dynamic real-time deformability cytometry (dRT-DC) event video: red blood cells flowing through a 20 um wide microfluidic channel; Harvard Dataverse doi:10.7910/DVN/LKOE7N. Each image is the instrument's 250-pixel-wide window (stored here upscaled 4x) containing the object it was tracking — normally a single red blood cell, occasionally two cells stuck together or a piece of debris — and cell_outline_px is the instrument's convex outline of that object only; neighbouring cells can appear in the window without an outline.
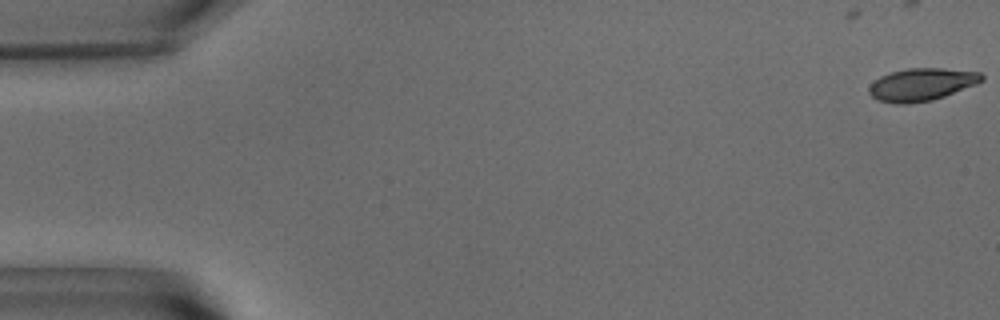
{"species": "common noctule bat (a hibernating species)", "species_latin": "Nyctalus noctula", "temperature_condition": "warm", "stored_images_in_passage": 17, "camera_frame_rate_fps": 3000, "um_per_image_px": 0.085, "animal": {"sex": "male", "body_mass_g": 15.6}, "frame": {"image": 1, "passage_image": 1, "time_ms": 0.0, "image_size_px": [1000, 320], "cell_outline_px": [[984, 80], [976, 84], [944, 96], [932, 100], [908, 104], [896, 104], [876, 100], [868, 92], [868, 88], [880, 76], [888, 72], [908, 68], [944, 68], [980, 72], [984, 76]], "centroid_in_image_um": [78.32, 7.18], "position_along_channel_um": 6.7, "area_um2": 21.5}}
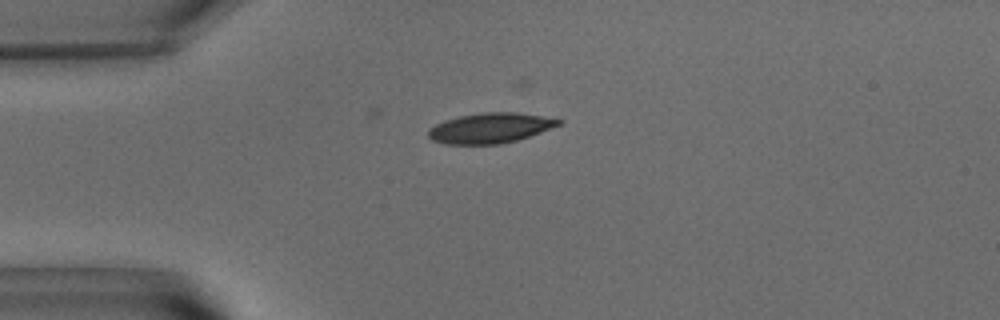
{"frame": {"image": 2, "passage_image": 14, "time_ms": 4.333, "image_size_px": [1000, 320], "cell_outline_px": [[564, 120], [560, 124], [540, 132], [516, 140], [500, 144], [444, 144], [432, 140], [428, 136], [428, 128], [444, 120], [460, 116], [480, 112], [516, 112]], "centroid_in_image_um": [41.62, 10.88], "position_along_channel_um": 43.4, "area_um2": 22.77}}